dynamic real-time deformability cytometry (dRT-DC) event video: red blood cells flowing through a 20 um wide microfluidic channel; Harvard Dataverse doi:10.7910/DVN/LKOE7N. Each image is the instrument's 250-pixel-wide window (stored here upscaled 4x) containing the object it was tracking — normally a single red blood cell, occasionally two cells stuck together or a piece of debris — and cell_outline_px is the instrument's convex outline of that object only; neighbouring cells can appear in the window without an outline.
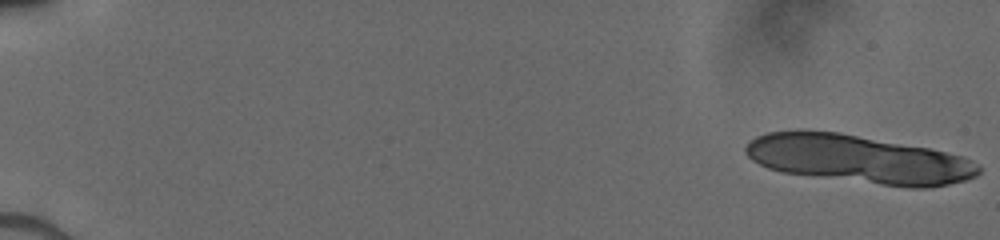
{"species": "human", "species_latin": "Homo sapiens", "temperature_condition": "cold", "stored_images_in_passage": 15, "camera_frame_rate_fps": 3000, "um_per_image_px": 0.085, "donor": {"sex": "male"}, "frame": {"image": 1, "passage_image": 1, "time_ms": 0.0, "image_size_px": [1000, 240], "cell_outline_px": [[980, 172], [976, 176], [964, 180], [948, 184], [928, 188], [908, 188], [784, 172], [768, 168], [752, 160], [744, 152], [744, 148], [748, 140], [756, 136], [768, 132], [796, 128], [804, 128], [840, 132], [928, 148], [964, 156], [980, 164]], "centroid_in_image_um": [72.95, 13.5], "position_along_channel_um": 12.1, "area_um2": 66.12}}